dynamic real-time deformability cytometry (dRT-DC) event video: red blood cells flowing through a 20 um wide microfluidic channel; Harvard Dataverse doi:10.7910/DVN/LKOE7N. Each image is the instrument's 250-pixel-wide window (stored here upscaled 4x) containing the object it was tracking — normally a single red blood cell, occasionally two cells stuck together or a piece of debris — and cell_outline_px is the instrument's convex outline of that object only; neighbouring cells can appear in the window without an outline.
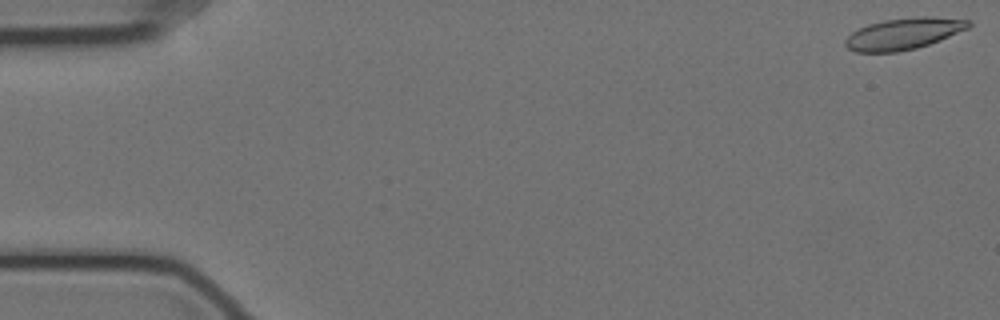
{"species": "Egyptian fruit bat (a non-hibernating species)", "species_latin": "Rousettus aegyptiacus", "temperature_condition": "cold", "stored_images_in_passage": 57, "camera_frame_rate_fps": 3000, "um_per_image_px": 0.085, "animal": {"sex": "female"}, "frame": {"image": 1, "passage_image": 1, "time_ms": 0.0, "image_size_px": [1000, 320], "cell_outline_px": [[972, 24], [968, 28], [940, 40], [916, 48], [896, 52], [856, 52], [848, 48], [844, 44], [844, 40], [852, 32], [868, 24], [884, 20], [916, 16], [932, 16], [972, 20]], "centroid_in_image_um": [76.82, 2.85], "position_along_channel_um": 8.2, "area_um2": 22.66}}
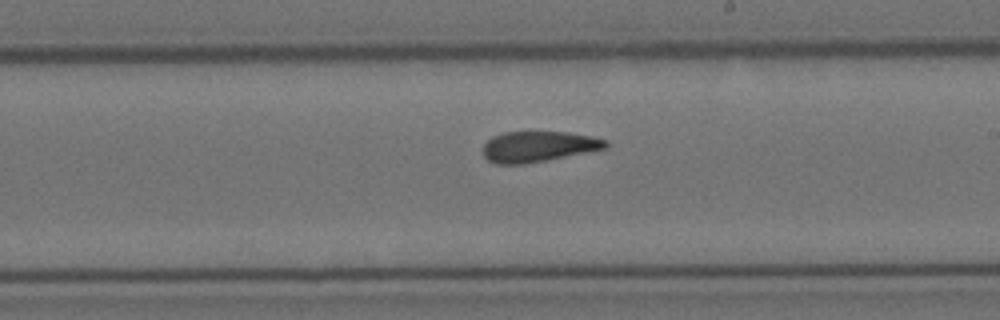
{"frame": {"image": 2, "passage_image": 33, "time_ms": 10.667, "image_size_px": [1000, 320], "cell_outline_px": [[608, 148], [524, 164], [496, 164], [488, 160], [484, 156], [484, 144], [492, 136], [504, 132], [568, 132], [592, 136], [608, 140]], "centroid_in_image_um": [45.77, 12.45], "position_along_channel_um": 243.2, "area_um2": 21.85}}
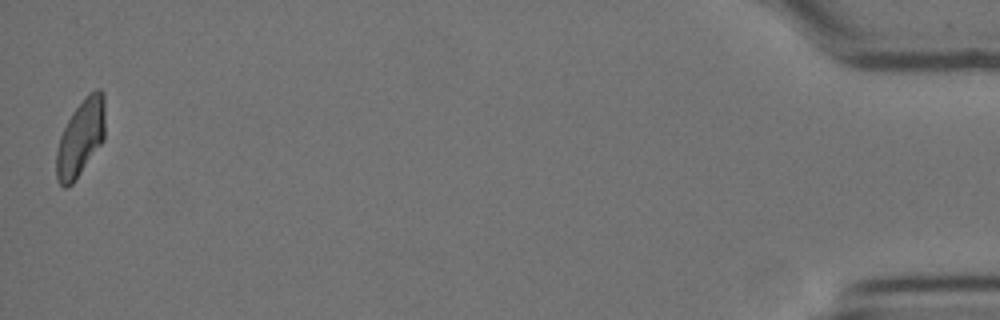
{"frame": {"image": 3, "passage_image": 57, "time_ms": 18.667, "image_size_px": [1000, 320], "cell_outline_px": [[104, 140], [72, 184], [68, 188], [64, 188], [60, 184], [56, 176], [56, 152], [60, 136], [72, 112], [84, 96], [88, 92], [96, 88], [100, 88], [104, 92]], "centroid_in_image_um": [6.85, 11.68], "position_along_channel_um": 428.3, "area_um2": 21.85}, "authors_computed_cell_mechanics": {"area_um2": 22.8888, "velocity_mm_per_s": 3.489, "shape_relaxation_time_tau1_ms": 8.1207, "shape_relaxation_time_tau2_ms": 2.1658, "deformation_change_tau1": 0.224, "deformation_change_tau2": 0.1003}}